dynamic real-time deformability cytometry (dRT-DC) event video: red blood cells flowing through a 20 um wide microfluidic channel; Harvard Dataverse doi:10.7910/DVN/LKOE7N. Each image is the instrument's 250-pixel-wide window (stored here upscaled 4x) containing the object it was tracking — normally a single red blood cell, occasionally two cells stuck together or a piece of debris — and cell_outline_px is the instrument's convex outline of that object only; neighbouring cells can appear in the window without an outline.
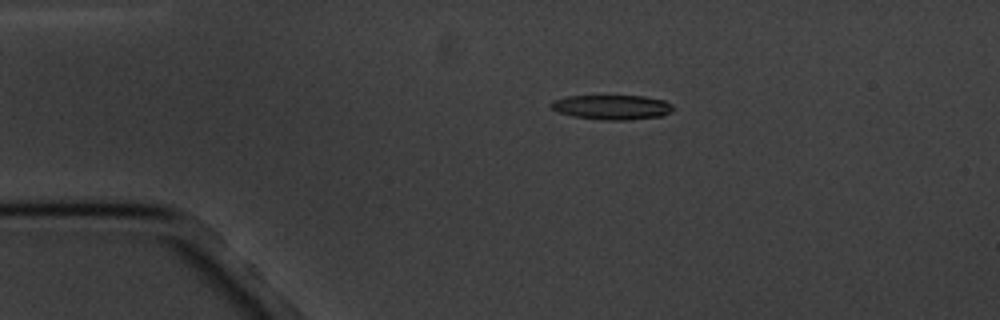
{"species": "common noctule bat (a hibernating species)", "species_latin": "Nyctalus noctula", "temperature_condition": "cold", "stored_images_in_passage": 7, "camera_frame_rate_fps": 3000, "um_per_image_px": 0.085, "animal": {"sex": "male", "body_mass_g": 20.1, "forearm_length_mm": 53.5}, "frame": {"image": 1, "passage_image": 2, "time_ms": 1.0, "image_size_px": [1000, 320], "cell_outline_px": [[672, 112], [660, 116], [628, 120], [604, 120], [572, 116], [556, 112], [548, 104], [552, 100], [568, 96], [644, 96], [664, 100], [672, 104]], "centroid_in_image_um": [51.98, 9.11], "position_along_channel_um": 33.0, "area_um2": 17.63}}
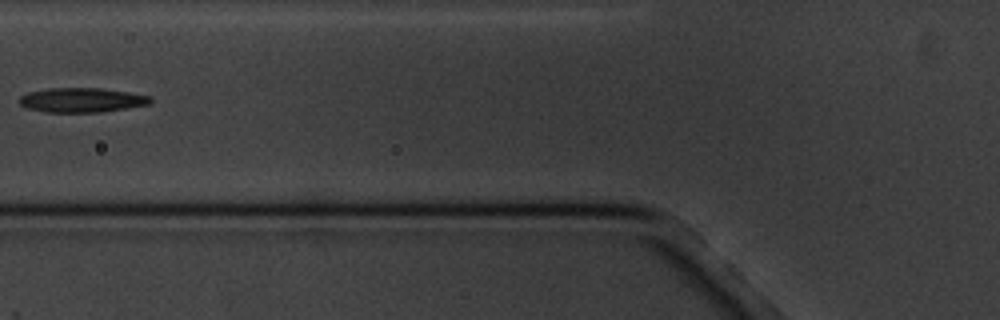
{"frame": {"image": 2, "passage_image": 5, "time_ms": 4.667, "image_size_px": [1000, 320], "cell_outline_px": [[152, 100], [148, 104], [100, 112], [48, 112], [28, 108], [20, 104], [16, 100], [20, 96], [28, 92], [48, 88], [100, 88], [128, 92], [148, 96]], "centroid_in_image_um": [6.87, 8.5], "position_along_channel_um": 118.9, "area_um2": 18.5}}
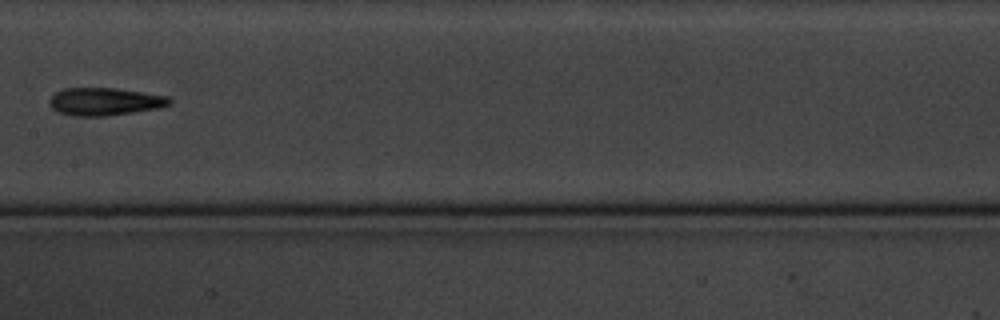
{"frame": {"image": 3, "passage_image": 7, "time_ms": 7.0, "image_size_px": [1000, 320], "cell_outline_px": [[172, 104], [160, 108], [104, 116], [72, 116], [60, 112], [52, 108], [48, 104], [48, 100], [56, 92], [64, 88], [116, 88], [168, 96], [172, 100]], "centroid_in_image_um": [8.91, 8.63], "position_along_channel_um": 198.5, "area_um2": 19.42}}